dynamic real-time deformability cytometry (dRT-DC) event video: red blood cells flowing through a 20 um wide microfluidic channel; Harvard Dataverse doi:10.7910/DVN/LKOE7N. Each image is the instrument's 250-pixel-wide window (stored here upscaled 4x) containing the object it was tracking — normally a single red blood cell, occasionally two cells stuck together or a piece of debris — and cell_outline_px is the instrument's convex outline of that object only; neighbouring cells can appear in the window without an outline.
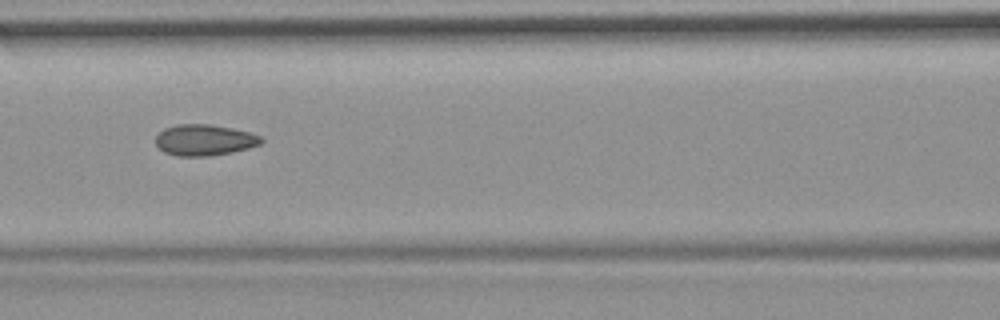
{"species": "common noctule bat (a hibernating species)", "species_latin": "Nyctalus noctula", "temperature_condition": "room temperature", "stored_images_in_passage": 11, "camera_frame_rate_fps": 3000, "um_per_image_px": 0.085, "animal": {"sex": "female", "body_mass_g": 19.9}, "frame": {"image": 1, "passage_image": 7, "time_ms": 7.667, "image_size_px": [1000, 320], "cell_outline_px": [[264, 140], [260, 144], [248, 148], [232, 152], [212, 156], [176, 156], [164, 152], [156, 144], [156, 136], [164, 128], [176, 124], [208, 124], [232, 128], [248, 132], [260, 136]], "centroid_in_image_um": [17.36, 11.9], "position_along_channel_um": 149.2, "area_um2": 19.13}}